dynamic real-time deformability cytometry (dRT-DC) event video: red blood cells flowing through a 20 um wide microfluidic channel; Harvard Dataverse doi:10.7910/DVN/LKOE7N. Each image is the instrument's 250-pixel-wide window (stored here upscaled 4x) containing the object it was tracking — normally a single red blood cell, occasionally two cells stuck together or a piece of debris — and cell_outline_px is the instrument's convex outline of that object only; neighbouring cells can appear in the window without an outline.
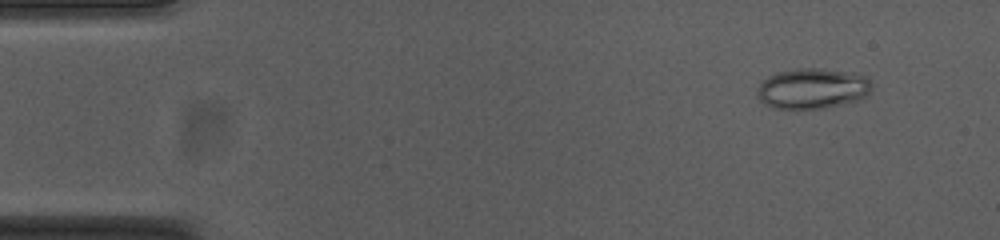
{"species": "common noctule bat (a hibernating species)", "species_latin": "Nyctalus noctula", "temperature_condition": "cold", "stored_images_in_passage": 54, "camera_frame_rate_fps": 3000, "um_per_image_px": 0.085, "animal": {"sex": "female", "body_mass_g": 23.0, "forearm_length_mm": 53.4}, "frame": {"image": 1, "passage_image": 5, "time_ms": 1.333, "image_size_px": [1000, 240], "cell_outline_px": [[872, 88], [860, 100], [844, 104], [824, 108], [772, 108], [764, 104], [756, 96], [756, 88], [768, 76], [776, 72], [800, 68], [820, 68], [852, 72], [868, 76], [872, 84]], "centroid_in_image_um": [69.06, 7.51], "position_along_channel_um": 15.9, "area_um2": 27.34}}
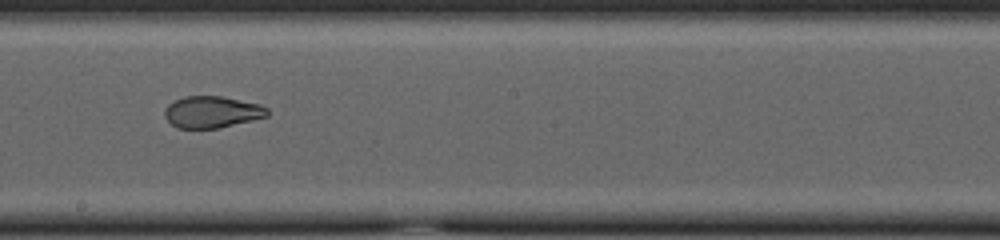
{"frame": {"image": 2, "passage_image": 30, "time_ms": 9.667, "image_size_px": [1000, 240], "cell_outline_px": [[268, 116], [220, 128], [176, 128], [164, 116], [164, 108], [168, 104], [184, 96], [220, 96], [260, 104], [268, 108]], "centroid_in_image_um": [18.01, 9.52], "position_along_channel_um": 230.2, "area_um2": 18.96}}
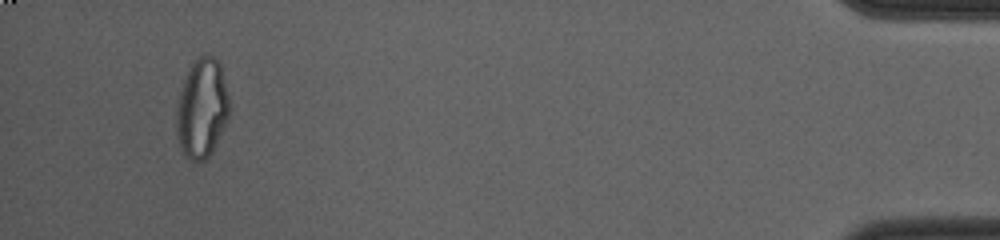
{"frame": {"image": 3, "passage_image": 51, "time_ms": 16.667, "image_size_px": [1000, 240], "cell_outline_px": [[232, 108], [208, 156], [204, 160], [192, 160], [184, 156], [180, 148], [176, 132], [176, 112], [180, 92], [184, 76], [200, 52], [216, 56], [220, 64]], "centroid_in_image_um": [17.15, 9.13], "position_along_channel_um": 418.0, "area_um2": 30.69}, "authors_computed_cell_mechanics": {"area_um2": 24.6228, "velocity_mm_per_s": 3.7774, "shape_relaxation_time_tau1_ms": null, "shape_relaxation_time_tau2_ms": 1.3419, "deformation_change_tau1": null, "deformation_change_tau2": 0.0674}}